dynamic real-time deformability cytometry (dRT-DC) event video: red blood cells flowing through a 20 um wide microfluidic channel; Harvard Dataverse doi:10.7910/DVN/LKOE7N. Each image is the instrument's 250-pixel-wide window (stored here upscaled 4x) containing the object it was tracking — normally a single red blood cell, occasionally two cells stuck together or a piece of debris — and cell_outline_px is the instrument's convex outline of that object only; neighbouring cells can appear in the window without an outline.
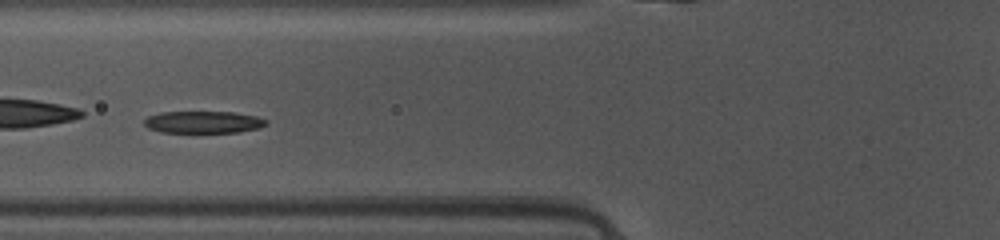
{"species": "common noctule bat (a hibernating species)", "species_latin": "Nyctalus noctula", "temperature_condition": "warm", "stored_images_in_passage": 34, "camera_frame_rate_fps": 3000, "um_per_image_px": 0.085, "animal": {"sex": "female", "body_mass_g": 10.0, "forearm_length_mm": 53.1}, "frame": {"image": 1, "passage_image": 6, "time_ms": 1.667, "image_size_px": [1000, 240], "cell_outline_px": [[268, 124], [260, 128], [240, 132], [160, 132], [148, 128], [144, 124], [144, 120], [148, 116], [160, 112], [232, 112], [256, 116], [268, 120]], "centroid_in_image_um": [17.3, 10.38], "position_along_channel_um": 108.5, "area_um2": 15.72}}
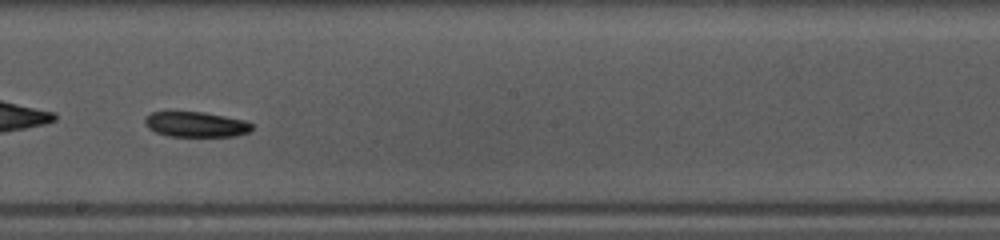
{"frame": {"image": 2, "passage_image": 15, "time_ms": 4.667, "image_size_px": [1000, 240], "cell_outline_px": [[252, 128], [248, 132], [236, 136], [168, 136], [156, 132], [148, 128], [144, 124], [144, 116], [152, 112], [204, 112], [244, 120], [252, 124]], "centroid_in_image_um": [16.61, 10.57], "position_along_channel_um": 231.6, "area_um2": 15.72}, "authors_computed_cell_mechanics": {"area_um2": 16.473, "velocity_mm_per_s": 4.0923, "shape_relaxation_time_tau1_ms": 7.7118, "shape_relaxation_time_tau2_ms": null, "deformation_change_tau1": 0.1854, "deformation_change_tau2": null}}